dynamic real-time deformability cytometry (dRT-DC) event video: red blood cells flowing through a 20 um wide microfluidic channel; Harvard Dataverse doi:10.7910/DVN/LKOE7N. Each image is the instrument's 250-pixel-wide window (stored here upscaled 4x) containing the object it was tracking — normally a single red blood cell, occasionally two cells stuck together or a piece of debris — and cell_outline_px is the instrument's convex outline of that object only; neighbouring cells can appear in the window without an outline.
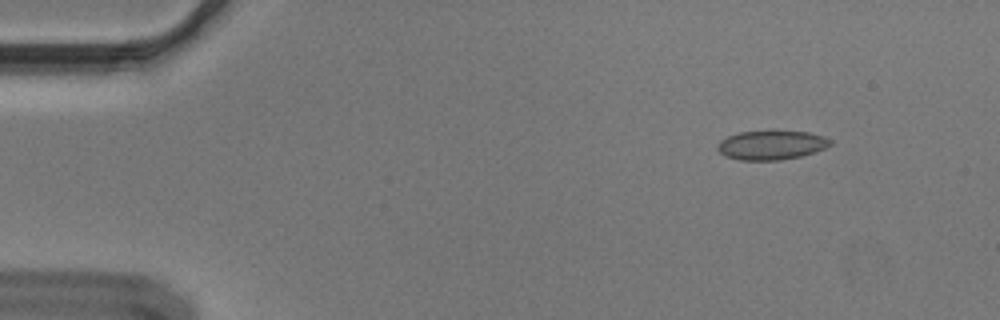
{"species": "Egyptian fruit bat (a non-hibernating species)", "species_latin": "Rousettus aegyptiacus", "temperature_condition": "cold", "stored_images_in_passage": 50, "segment_of_instrument_passage": [1, 2], "camera_frame_rate_fps": 3000, "um_per_image_px": 0.085, "animal": {"sex": "male"}, "frame": {"image": 1, "passage_image": 1, "time_ms": 0.0, "image_size_px": [1000, 320], "cell_outline_px": [[832, 144], [824, 148], [800, 156], [780, 160], [740, 160], [724, 156], [716, 148], [716, 144], [720, 140], [728, 136], [740, 132], [808, 132], [824, 136], [832, 140]], "centroid_in_image_um": [65.53, 12.34], "position_along_channel_um": 19.5, "area_um2": 18.9}}
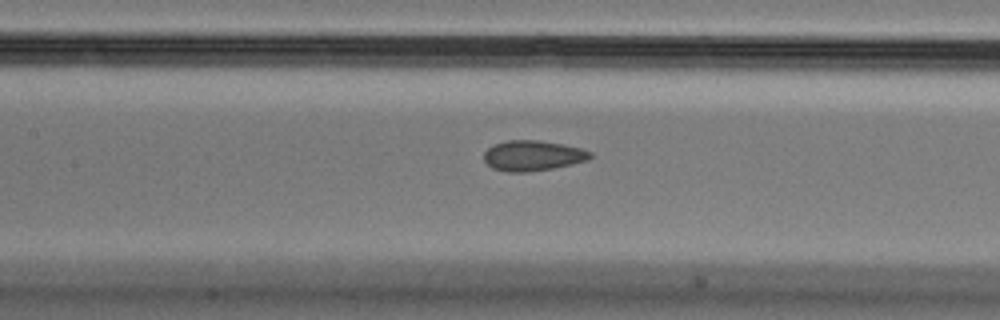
{"frame": {"image": 2, "passage_image": 20, "time_ms": 6.333, "image_size_px": [1000, 320], "cell_outline_px": [[592, 156], [588, 160], [572, 164], [552, 168], [528, 172], [508, 172], [492, 168], [484, 160], [484, 152], [488, 148], [496, 144], [508, 140], [540, 140], [564, 144], [580, 148], [592, 152]], "centroid_in_image_um": [45.3, 13.23], "position_along_channel_um": 162.1, "area_um2": 18.79}}
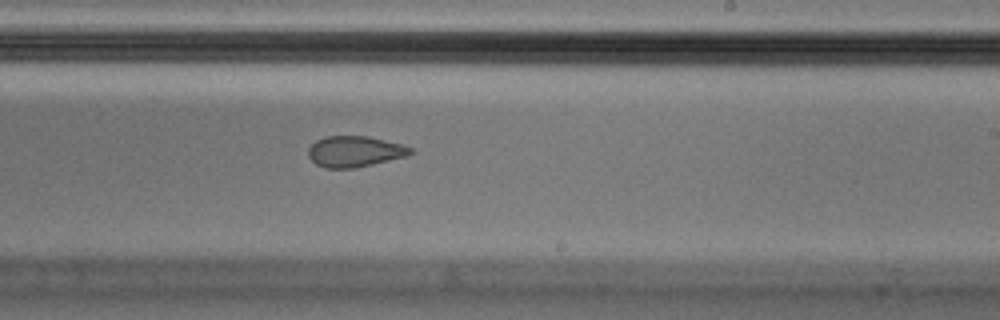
{"frame": {"image": 3, "passage_image": 28, "time_ms": 9.0, "image_size_px": [1000, 320], "cell_outline_px": [[416, 152], [408, 156], [372, 164], [352, 168], [324, 168], [316, 164], [308, 156], [308, 148], [316, 140], [324, 136], [368, 136], [404, 144], [412, 148]], "centroid_in_image_um": [30.18, 12.87], "position_along_channel_um": 258.8, "area_um2": 18.61}}